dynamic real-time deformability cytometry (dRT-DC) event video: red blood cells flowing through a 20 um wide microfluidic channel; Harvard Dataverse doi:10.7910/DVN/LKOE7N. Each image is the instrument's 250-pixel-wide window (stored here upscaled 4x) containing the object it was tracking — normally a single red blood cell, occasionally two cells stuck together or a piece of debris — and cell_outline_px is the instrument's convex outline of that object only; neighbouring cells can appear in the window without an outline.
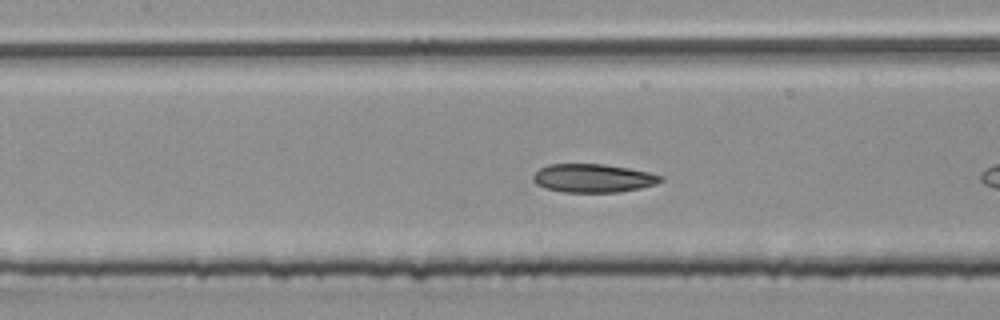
{"species": "common noctule bat (a hibernating species)", "species_latin": "Nyctalus noctula", "temperature_condition": "room temperature", "stored_images_in_passage": 9, "camera_frame_rate_fps": 3000, "um_per_image_px": 0.085, "animal": {"sex": "male", "body_mass_g": 20.4}, "frame": {"image": 1, "passage_image": 8, "time_ms": 2.333, "image_size_px": [1000, 320], "cell_outline_px": [[664, 180], [656, 184], [640, 188], [620, 192], [560, 192], [544, 188], [536, 184], [532, 180], [532, 176], [540, 168], [548, 164], [604, 164], [628, 168], [648, 172], [664, 176]], "centroid_in_image_um": [50.4, 15.15], "position_along_channel_um": 157.0, "area_um2": 21.33}}